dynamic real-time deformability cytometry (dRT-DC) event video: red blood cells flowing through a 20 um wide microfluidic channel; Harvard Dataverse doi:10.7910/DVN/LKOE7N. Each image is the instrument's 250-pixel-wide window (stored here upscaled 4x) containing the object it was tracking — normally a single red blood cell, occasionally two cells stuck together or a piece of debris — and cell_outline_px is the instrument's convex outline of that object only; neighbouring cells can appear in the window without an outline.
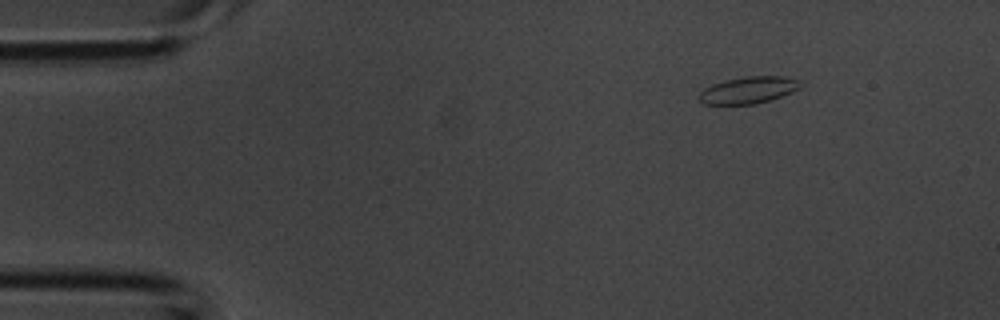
{"species": "common noctule bat (a hibernating species)", "species_latin": "Nyctalus noctula", "temperature_condition": "room temperature", "stored_images_in_passage": 4, "camera_frame_rate_fps": 3000, "um_per_image_px": 0.085, "animal": {"sex": "male", "body_mass_g": 20.1, "forearm_length_mm": 53.5}, "frame": {"image": 1, "passage_image": 1, "time_ms": 0.0, "image_size_px": [1000, 320], "cell_outline_px": [[804, 84], [800, 88], [792, 92], [756, 104], [704, 104], [700, 100], [700, 92], [704, 88], [712, 84], [728, 80], [748, 76], [784, 76], [800, 80]], "centroid_in_image_um": [63.66, 7.65], "position_along_channel_um": 21.3, "area_um2": 15.72}}
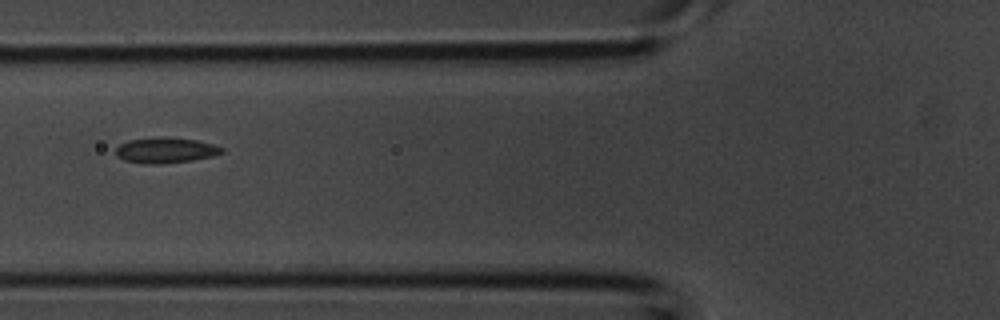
{"frame": {"image": 2, "passage_image": 4, "time_ms": 1.0, "image_size_px": [1000, 320], "cell_outline_px": [[224, 152], [212, 156], [192, 160], [164, 164], [144, 164], [124, 160], [116, 156], [116, 148], [120, 144], [128, 140], [196, 140], [212, 144], [224, 148]], "centroid_in_image_um": [14.07, 12.84], "position_along_channel_um": 111.7, "area_um2": 14.91}}